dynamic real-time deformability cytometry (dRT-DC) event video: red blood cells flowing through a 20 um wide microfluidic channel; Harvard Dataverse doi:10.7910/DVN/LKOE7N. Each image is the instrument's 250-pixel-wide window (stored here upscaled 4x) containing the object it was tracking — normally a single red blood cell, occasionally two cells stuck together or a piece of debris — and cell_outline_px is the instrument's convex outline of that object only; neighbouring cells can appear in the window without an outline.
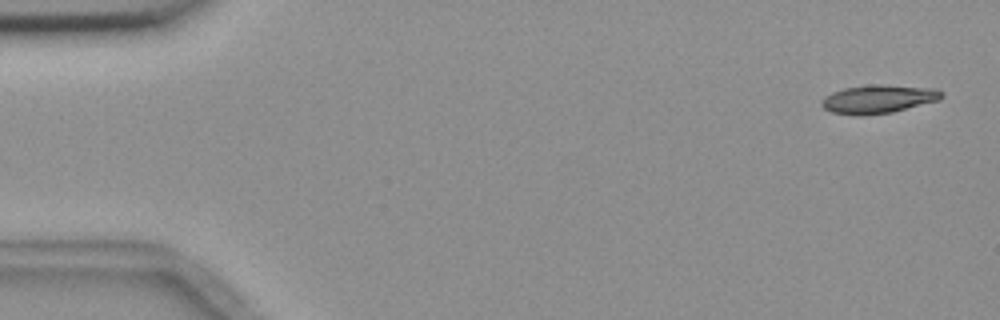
{"species": "common noctule bat (a hibernating species)", "species_latin": "Nyctalus noctula", "temperature_condition": "room temperature", "stored_images_in_passage": 4, "camera_frame_rate_fps": 3000, "um_per_image_px": 0.085, "animal": {"sex": "female", "body_mass_g": 18.4}, "frame": {"image": 1, "passage_image": 1, "time_ms": 0.0, "image_size_px": [1000, 320], "cell_outline_px": [[944, 96], [940, 100], [892, 112], [860, 116], [856, 116], [832, 112], [824, 108], [820, 104], [820, 100], [824, 96], [832, 92], [844, 88], [872, 84], [880, 84], [936, 88], [944, 92]], "centroid_in_image_um": [74.66, 8.41], "position_along_channel_um": 10.3, "area_um2": 20.17}}